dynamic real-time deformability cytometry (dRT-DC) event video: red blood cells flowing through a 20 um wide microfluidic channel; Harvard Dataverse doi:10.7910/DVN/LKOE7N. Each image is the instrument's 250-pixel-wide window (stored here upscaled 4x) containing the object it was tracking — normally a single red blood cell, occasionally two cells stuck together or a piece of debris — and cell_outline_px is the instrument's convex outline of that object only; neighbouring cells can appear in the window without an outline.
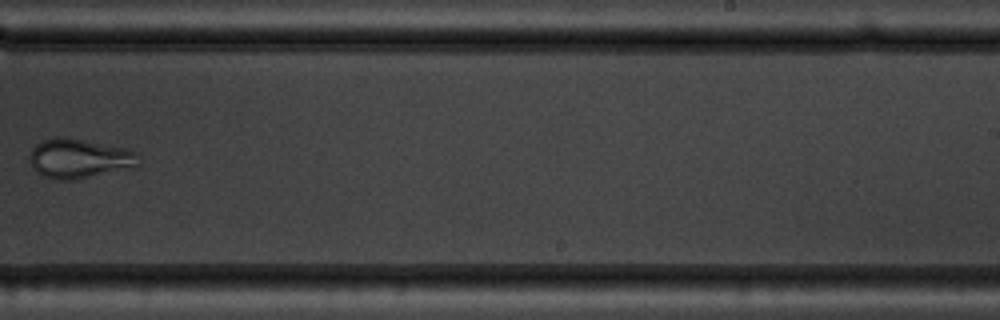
{"species": "common noctule bat (a hibernating species)", "species_latin": "Nyctalus noctula", "temperature_condition": "warm", "stored_images_in_passage": 7, "camera_frame_rate_fps": 3000, "um_per_image_px": 0.085, "animal": {"sex": "male", "body_mass_g": 19.5, "forearm_length_mm": 54.6}, "frame": {"image": 1, "passage_image": 7, "time_ms": 7.0, "image_size_px": [1000, 320], "cell_outline_px": [[136, 168], [76, 180], [56, 180], [44, 176], [36, 172], [32, 168], [28, 160], [28, 156], [32, 148], [36, 144], [52, 136], [64, 136], [128, 148], [136, 152]], "centroid_in_image_um": [6.7, 13.48], "position_along_channel_um": 282.3, "area_um2": 25.66}}